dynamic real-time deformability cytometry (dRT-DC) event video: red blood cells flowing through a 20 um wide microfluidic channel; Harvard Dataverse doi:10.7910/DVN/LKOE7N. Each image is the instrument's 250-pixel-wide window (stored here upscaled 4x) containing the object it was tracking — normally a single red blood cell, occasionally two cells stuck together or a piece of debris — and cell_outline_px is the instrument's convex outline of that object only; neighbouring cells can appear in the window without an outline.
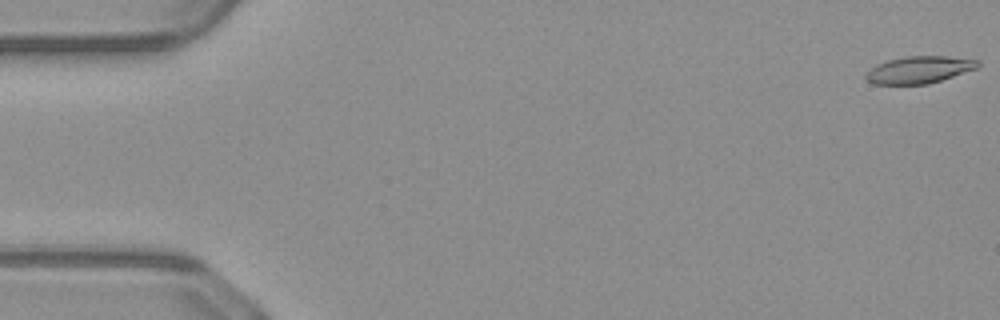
{"species": "common noctule bat (a hibernating species)", "species_latin": "Nyctalus noctula", "temperature_condition": "warm", "stored_images_in_passage": 46, "camera_frame_rate_fps": 3000, "um_per_image_px": 0.085, "animal": {"sex": "male", "body_mass_g": 23.1, "forearm_length_mm": 52.7}, "frame": {"image": 1, "passage_image": 1, "time_ms": 0.0, "image_size_px": [1000, 320], "cell_outline_px": [[980, 64], [976, 68], [928, 84], [872, 84], [864, 76], [876, 64], [888, 60], [908, 56], [948, 56], [980, 60]], "centroid_in_image_um": [78.12, 5.92], "position_along_channel_um": 6.9, "area_um2": 17.46}}
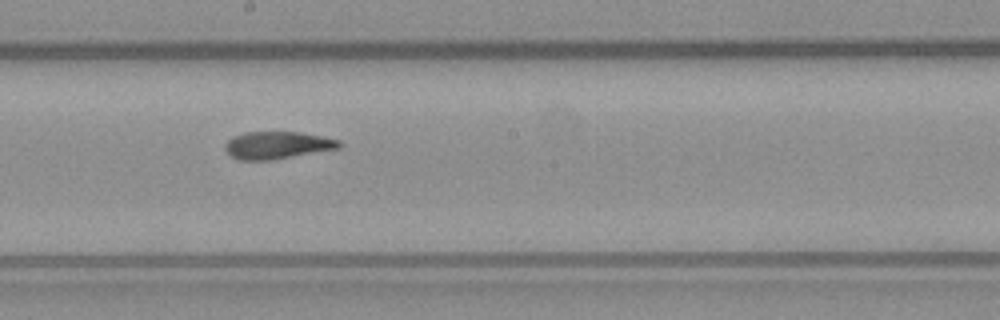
{"frame": {"image": 2, "passage_image": 28, "time_ms": 9.0, "image_size_px": [1000, 320], "cell_outline_px": [[344, 144], [340, 148], [272, 160], [240, 160], [232, 156], [224, 148], [224, 144], [232, 136], [244, 132], [300, 132], [340, 140]], "centroid_in_image_um": [23.57, 12.34], "position_along_channel_um": 224.6, "area_um2": 18.26}}
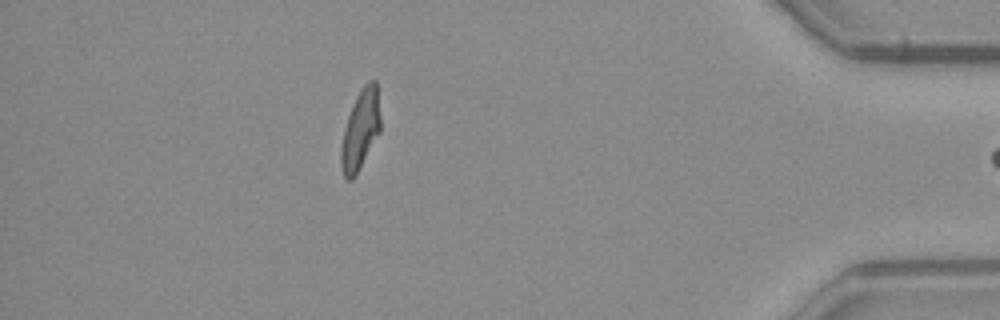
{"frame": {"image": 3, "passage_image": 45, "time_ms": 14.667, "image_size_px": [1000, 320], "cell_outline_px": [[380, 132], [356, 176], [352, 180], [348, 180], [344, 176], [340, 164], [340, 148], [344, 128], [352, 104], [356, 96], [364, 84], [368, 80], [376, 80], [380, 116]], "centroid_in_image_um": [30.62, 11.05], "position_along_channel_um": 404.6, "area_um2": 18.5}}